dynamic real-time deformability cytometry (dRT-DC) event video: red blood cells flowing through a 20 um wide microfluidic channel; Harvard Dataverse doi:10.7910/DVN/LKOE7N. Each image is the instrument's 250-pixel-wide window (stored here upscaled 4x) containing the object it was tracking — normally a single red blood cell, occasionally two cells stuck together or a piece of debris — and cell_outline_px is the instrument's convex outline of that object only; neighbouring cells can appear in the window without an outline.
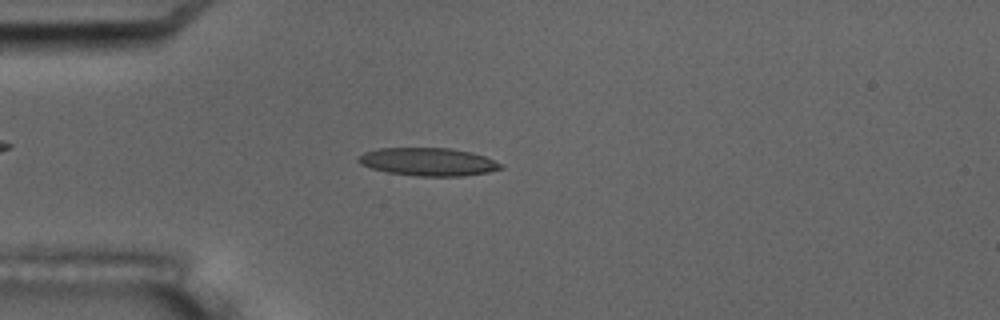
{"species": "common noctule bat (a hibernating species)", "species_latin": "Nyctalus noctula", "temperature_condition": "room temperature", "stored_images_in_passage": 3, "camera_frame_rate_fps": 3000, "um_per_image_px": 0.085, "animal": {"sex": "male", "body_mass_g": 17.5, "forearm_length_mm": 52.3}, "frame": {"image": 1, "passage_image": 3, "time_ms": 3.0, "image_size_px": [1000, 320], "cell_outline_px": [[504, 168], [488, 172], [460, 176], [416, 176], [388, 172], [372, 168], [360, 164], [356, 160], [364, 152], [376, 148], [452, 148], [472, 152], [484, 156], [504, 164]], "centroid_in_image_um": [36.41, 13.75], "position_along_channel_um": 48.6, "area_um2": 23.29}}